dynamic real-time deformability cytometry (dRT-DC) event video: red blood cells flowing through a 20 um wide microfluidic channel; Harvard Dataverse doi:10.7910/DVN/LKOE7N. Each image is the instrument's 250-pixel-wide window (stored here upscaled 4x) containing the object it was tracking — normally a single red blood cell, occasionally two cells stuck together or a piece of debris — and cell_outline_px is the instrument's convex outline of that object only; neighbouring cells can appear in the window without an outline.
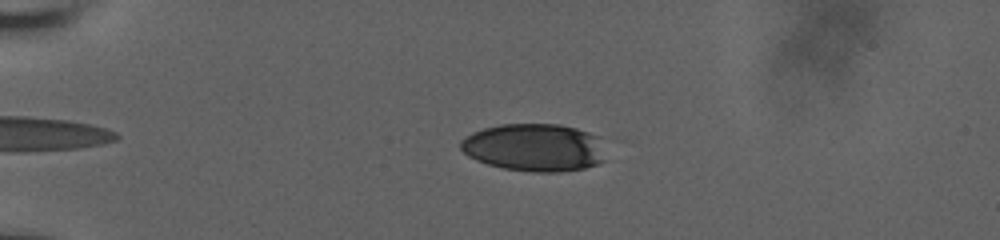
{"species": "human", "species_latin": "Homo sapiens", "temperature_condition": "room temperature", "stored_images_in_passage": 44, "camera_frame_rate_fps": 3000, "um_per_image_px": 0.085, "donor": {"sex": "male"}, "frame": {"image": 1, "passage_image": 9, "time_ms": 2.667, "image_size_px": [1000, 240], "cell_outline_px": [[604, 160], [596, 164], [584, 168], [560, 172], [532, 172], [504, 168], [488, 164], [476, 160], [468, 156], [460, 148], [460, 140], [472, 132], [484, 128], [500, 124], [560, 124], [576, 128], [588, 132], [596, 136]], "centroid_in_image_um": [45.35, 12.53], "position_along_channel_um": 39.6, "area_um2": 40.06}}
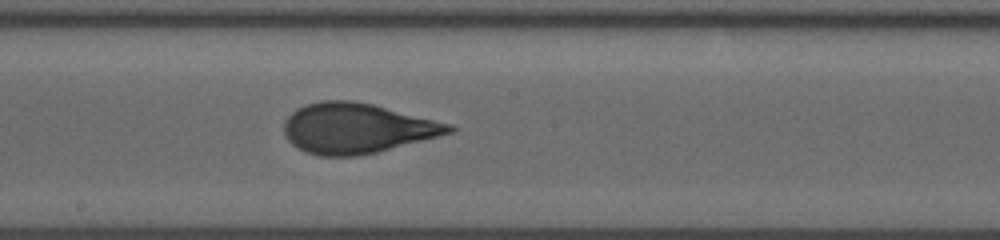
{"frame": {"image": 2, "passage_image": 28, "time_ms": 9.0, "image_size_px": [1000, 240], "cell_outline_px": [[456, 128], [452, 132], [376, 152], [356, 156], [320, 156], [304, 152], [296, 148], [284, 136], [284, 120], [296, 108], [320, 100], [352, 100], [372, 104], [452, 124]], "centroid_in_image_um": [30.27, 10.9], "position_along_channel_um": 217.9, "area_um2": 48.03}}
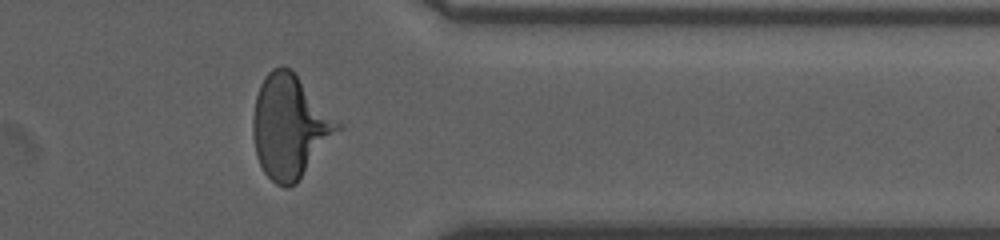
{"frame": {"image": 3, "passage_image": 42, "time_ms": 13.667, "image_size_px": [1000, 240], "cell_outline_px": [[344, 128], [296, 184], [288, 188], [284, 188], [276, 184], [264, 172], [256, 156], [252, 136], [252, 120], [256, 96], [260, 84], [264, 76], [272, 68], [292, 68], [344, 124]], "centroid_in_image_um": [24.69, 10.76], "position_along_channel_um": 386.7, "area_um2": 52.08}, "authors_computed_cell_mechanics": {"area_um2": 47.0492, "velocity_mm_per_s": 3.7663, "shape_relaxation_time_tau1_ms": 4.2775, "shape_relaxation_time_tau2_ms": 0.6792, "deformation_change_tau1": 0.1912, "deformation_change_tau2": 0.0655}}